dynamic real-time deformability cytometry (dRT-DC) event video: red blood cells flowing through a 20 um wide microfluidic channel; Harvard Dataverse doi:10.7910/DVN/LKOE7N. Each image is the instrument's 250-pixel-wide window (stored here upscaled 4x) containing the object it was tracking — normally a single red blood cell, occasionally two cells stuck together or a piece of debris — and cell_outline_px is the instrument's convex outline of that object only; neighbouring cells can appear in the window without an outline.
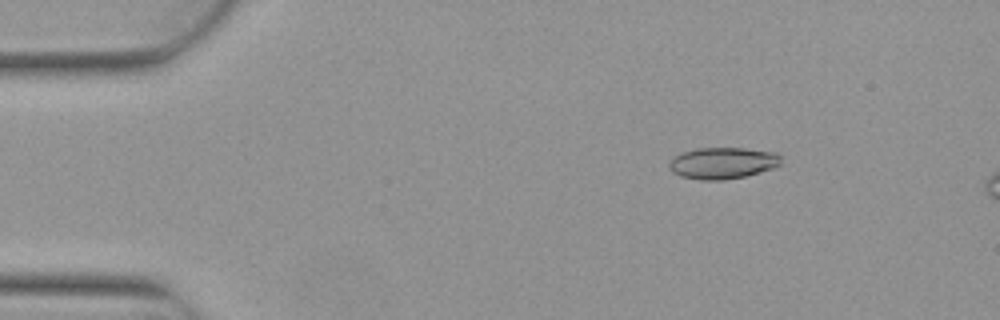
{"species": "Egyptian fruit bat (a non-hibernating species)", "species_latin": "Rousettus aegyptiacus", "temperature_condition": "warm", "stored_images_in_passage": 5, "camera_frame_rate_fps": 3000, "um_per_image_px": 0.085, "animal": {"sex": "female"}, "frame": {"image": 1, "passage_image": 3, "time_ms": 0.667, "image_size_px": [1000, 320], "cell_outline_px": [[780, 164], [772, 168], [760, 172], [744, 176], [724, 180], [700, 180], [680, 176], [672, 172], [668, 168], [668, 164], [680, 152], [696, 148], [744, 148], [776, 152], [780, 156]], "centroid_in_image_um": [61.4, 13.86], "position_along_channel_um": 23.6, "area_um2": 20.58}}